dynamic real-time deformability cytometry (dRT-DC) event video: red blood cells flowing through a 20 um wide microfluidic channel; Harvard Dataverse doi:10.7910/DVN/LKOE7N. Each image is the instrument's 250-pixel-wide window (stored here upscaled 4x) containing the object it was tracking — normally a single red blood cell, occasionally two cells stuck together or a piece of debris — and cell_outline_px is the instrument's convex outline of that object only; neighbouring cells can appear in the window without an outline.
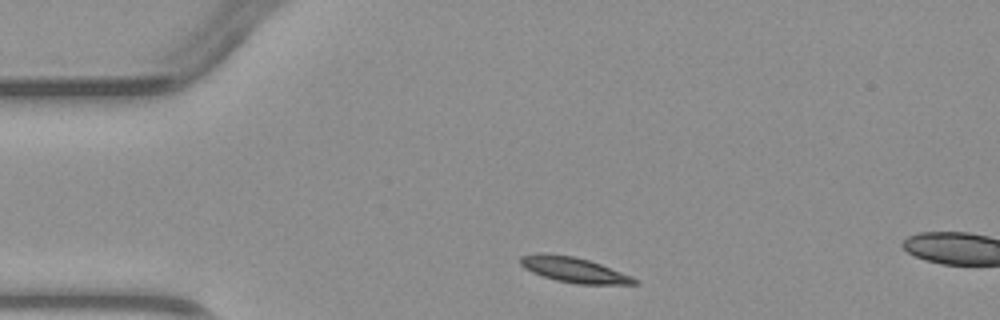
{"species": "common noctule bat (a hibernating species)", "species_latin": "Nyctalus noctula", "temperature_condition": "warm", "stored_images_in_passage": 2, "camera_frame_rate_fps": 3000, "um_per_image_px": 0.085, "animal": {"sex": "male", "body_mass_g": 23.1, "forearm_length_mm": 52.7}, "frame": {"image": 1, "passage_image": 1, "time_ms": 0.0, "image_size_px": [1000, 320], "cell_outline_px": [[640, 284], [576, 284], [556, 280], [532, 272], [524, 268], [520, 264], [520, 256], [536, 252], [548, 252], [572, 256], [588, 260], [600, 264], [632, 276], [640, 280]], "centroid_in_image_um": [48.77, 22.92], "position_along_channel_um": 36.2, "area_um2": 16.94}}